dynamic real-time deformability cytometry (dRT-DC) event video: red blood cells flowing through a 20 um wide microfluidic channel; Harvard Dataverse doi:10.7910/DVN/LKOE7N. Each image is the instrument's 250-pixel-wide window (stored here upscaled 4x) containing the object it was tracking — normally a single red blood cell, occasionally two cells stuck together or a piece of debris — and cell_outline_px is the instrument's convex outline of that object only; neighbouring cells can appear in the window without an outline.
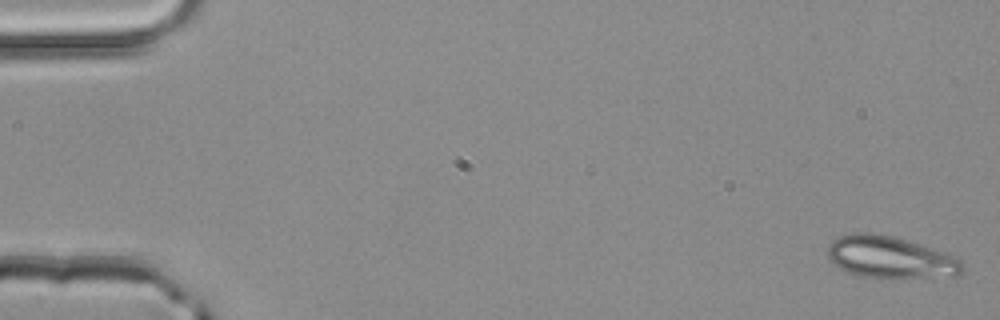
{"species": "common noctule bat (a hibernating species)", "species_latin": "Nyctalus noctula", "temperature_condition": "room temperature", "stored_images_in_passage": 4, "camera_frame_rate_fps": 3000, "um_per_image_px": 0.085, "animal": {"sex": "male", "body_mass_g": 20.4}, "frame": {"image": 1, "passage_image": 1, "time_ms": 0.0, "image_size_px": [1000, 320], "cell_outline_px": [[964, 272], [956, 276], [880, 280], [860, 276], [848, 272], [832, 264], [828, 260], [828, 244], [836, 236], [852, 232], [868, 232], [892, 236], [908, 240], [956, 256], [964, 264]], "centroid_in_image_um": [75.66, 21.9], "position_along_channel_um": 9.3, "area_um2": 34.1}}